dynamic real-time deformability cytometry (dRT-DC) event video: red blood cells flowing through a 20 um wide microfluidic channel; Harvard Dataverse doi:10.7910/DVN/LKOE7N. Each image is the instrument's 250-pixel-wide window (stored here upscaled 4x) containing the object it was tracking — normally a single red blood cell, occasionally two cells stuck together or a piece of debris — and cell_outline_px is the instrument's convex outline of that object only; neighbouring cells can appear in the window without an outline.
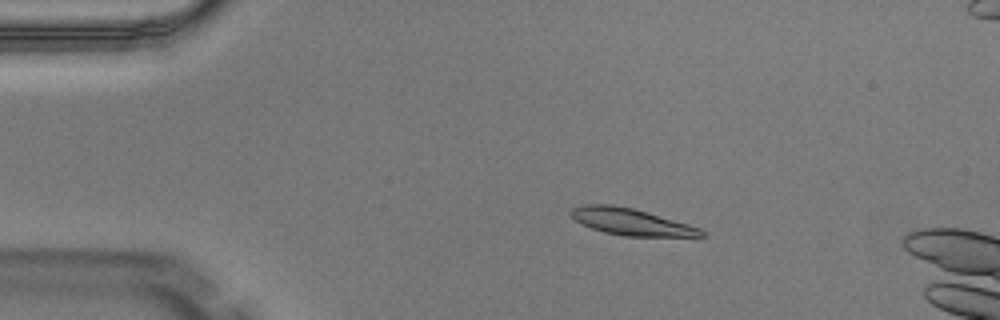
{"species": "Egyptian fruit bat (a non-hibernating species)", "species_latin": "Rousettus aegyptiacus", "temperature_condition": "warm", "stored_images_in_passage": 3, "camera_frame_rate_fps": 3000, "um_per_image_px": 0.085, "animal": {"sex": "male"}, "frame": {"image": 1, "passage_image": 1, "time_ms": 0.0, "image_size_px": [1000, 320], "cell_outline_px": [[708, 236], [624, 236], [604, 232], [580, 224], [568, 212], [572, 208], [584, 204], [612, 204], [632, 208], [688, 224], [700, 228], [708, 232]], "centroid_in_image_um": [53.63, 18.85], "position_along_channel_um": 31.4, "area_um2": 20.23}}